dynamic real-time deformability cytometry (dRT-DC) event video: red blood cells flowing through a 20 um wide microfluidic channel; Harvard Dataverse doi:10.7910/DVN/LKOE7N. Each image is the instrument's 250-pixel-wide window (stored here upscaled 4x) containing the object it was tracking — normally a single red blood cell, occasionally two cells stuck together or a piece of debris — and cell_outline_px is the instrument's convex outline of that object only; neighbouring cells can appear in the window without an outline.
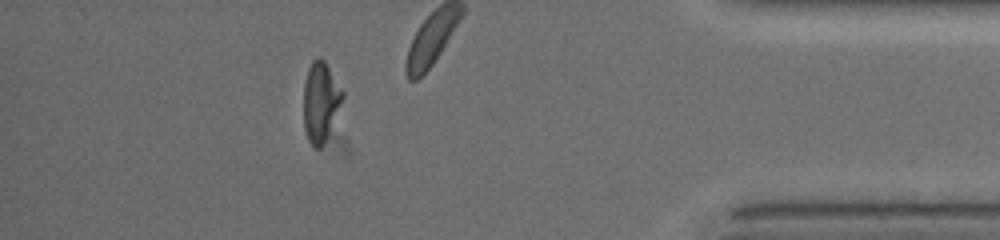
{"species": "common noctule bat (a hibernating species)", "species_latin": "Nyctalus noctula", "temperature_condition": "warm", "stored_images_in_passage": 39, "camera_frame_rate_fps": 3000, "um_per_image_px": 0.085, "animal": {"sex": "female", "body_mass_g": 19.5, "forearm_length_mm": 54.1}, "frame": {"image": 1, "passage_image": 33, "time_ms": 10.0, "image_size_px": [1000, 240], "cell_outline_px": [[344, 96], [324, 140], [320, 148], [316, 148], [308, 140], [304, 128], [304, 84], [308, 68], [312, 60], [324, 60], [344, 92]], "centroid_in_image_um": [27.23, 8.62], "position_along_channel_um": 408.0, "area_um2": 17.46}, "authors_computed_cell_mechanics": {"area_um2": 17.5712, "velocity_mm_per_s": 3.8172, "shape_relaxation_time_tau1_ms": 0.9819, "shape_relaxation_time_tau2_ms": 2.8865, "deformation_change_tau1": 0.0615, "deformation_change_tau2": 0.058}}